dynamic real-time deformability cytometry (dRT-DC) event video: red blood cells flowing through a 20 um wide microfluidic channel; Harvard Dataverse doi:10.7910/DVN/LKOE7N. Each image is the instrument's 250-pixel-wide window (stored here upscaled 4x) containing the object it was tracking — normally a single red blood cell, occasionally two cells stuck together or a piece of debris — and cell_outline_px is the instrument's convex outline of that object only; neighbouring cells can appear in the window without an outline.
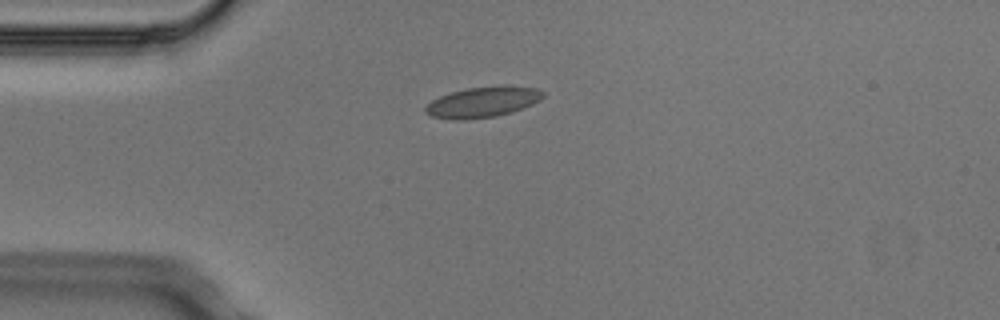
{"species": "Egyptian fruit bat (a non-hibernating species)", "species_latin": "Rousettus aegyptiacus", "temperature_condition": "cold", "stored_images_in_passage": 7, "camera_frame_rate_fps": 3000, "um_per_image_px": 0.085, "animal": {"sex": "male"}, "frame": {"image": 1, "passage_image": 2, "time_ms": 0.333, "image_size_px": [1000, 320], "cell_outline_px": [[544, 96], [540, 100], [532, 104], [512, 112], [496, 116], [468, 120], [452, 120], [432, 116], [424, 112], [424, 108], [432, 100], [440, 96], [452, 92], [468, 88], [536, 88], [544, 92]], "centroid_in_image_um": [40.96, 8.73], "position_along_channel_um": 44.0, "area_um2": 20.23}}
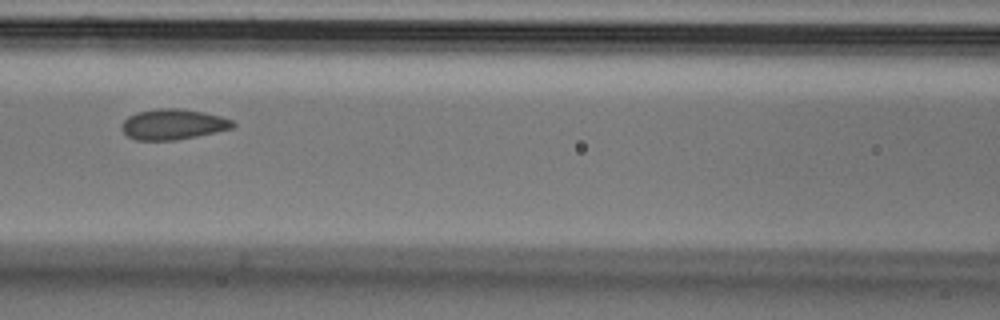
{"frame": {"image": 2, "passage_image": 5, "time_ms": 1.333, "image_size_px": [1000, 320], "cell_outline_px": [[236, 124], [232, 128], [196, 136], [176, 140], [136, 140], [128, 136], [120, 128], [120, 124], [128, 116], [136, 112], [160, 108], [176, 108], [204, 112], [220, 116], [232, 120]], "centroid_in_image_um": [14.67, 10.56], "position_along_channel_um": 151.9, "area_um2": 19.71}}
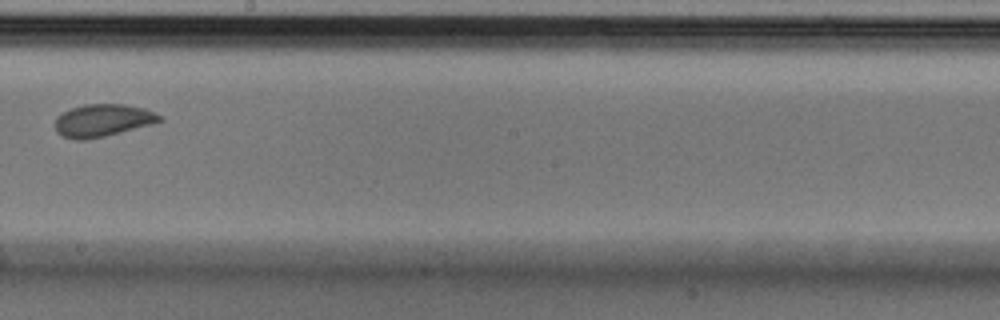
{"frame": {"image": 3, "passage_image": 7, "time_ms": 2.0, "image_size_px": [1000, 320], "cell_outline_px": [[164, 120], [152, 124], [104, 136], [84, 140], [76, 140], [64, 136], [56, 132], [56, 116], [72, 108], [84, 104], [124, 104], [144, 108], [160, 116]], "centroid_in_image_um": [8.72, 10.23], "position_along_channel_um": 239.5, "area_um2": 19.54}}